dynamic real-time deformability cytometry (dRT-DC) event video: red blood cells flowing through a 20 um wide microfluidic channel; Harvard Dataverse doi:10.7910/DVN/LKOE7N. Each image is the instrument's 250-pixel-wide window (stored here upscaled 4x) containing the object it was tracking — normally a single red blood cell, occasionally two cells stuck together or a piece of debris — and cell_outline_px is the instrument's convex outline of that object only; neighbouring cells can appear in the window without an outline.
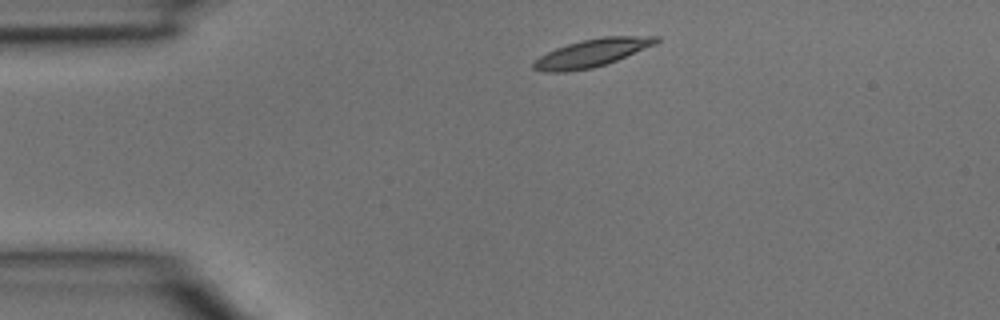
{"species": "common noctule bat (a hibernating species)", "species_latin": "Nyctalus noctula", "temperature_condition": "room temperature", "stored_images_in_passage": 1, "camera_frame_rate_fps": 3000, "um_per_image_px": 0.085, "animal": {"sex": "male", "body_mass_g": 15.6}, "frame": {"image": 1, "passage_image": 1, "time_ms": 0.0, "image_size_px": [1000, 320], "cell_outline_px": [[660, 40], [656, 44], [616, 60], [592, 68], [564, 72], [540, 72], [532, 68], [532, 60], [556, 48], [580, 40], [604, 36], [660, 36]], "centroid_in_image_um": [50.27, 4.5], "position_along_channel_um": 34.7, "area_um2": 19.88}}